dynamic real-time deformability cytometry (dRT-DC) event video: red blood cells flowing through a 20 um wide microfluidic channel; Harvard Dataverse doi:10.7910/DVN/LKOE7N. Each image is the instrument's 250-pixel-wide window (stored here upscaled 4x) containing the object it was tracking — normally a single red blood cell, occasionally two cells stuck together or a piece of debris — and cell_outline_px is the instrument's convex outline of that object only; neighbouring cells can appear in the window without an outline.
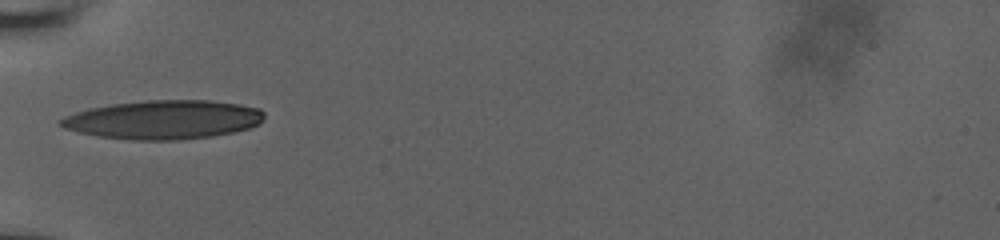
{"species": "human", "species_latin": "Homo sapiens", "temperature_condition": "room temperature", "stored_images_in_passage": 16, "camera_frame_rate_fps": 3000, "um_per_image_px": 0.085, "donor": {"sex": "male"}, "frame": {"image": 1, "passage_image": 1, "time_ms": 0.0, "image_size_px": [1000, 240], "cell_outline_px": [[264, 120], [260, 124], [248, 128], [232, 132], [212, 136], [180, 140], [132, 140], [100, 136], [80, 132], [64, 128], [56, 120], [64, 116], [76, 112], [92, 108], [112, 104], [148, 100], [212, 100], [240, 104], [260, 108], [264, 112]], "centroid_in_image_um": [13.93, 10.17], "position_along_channel_um": 71.1, "area_um2": 46.12}}
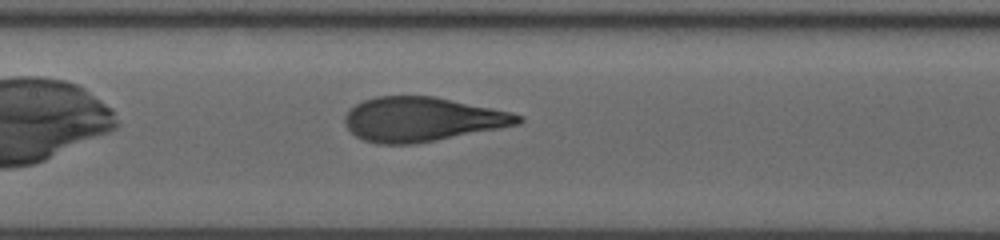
{"frame": {"image": 2, "passage_image": 8, "time_ms": 2.667, "image_size_px": [1000, 240], "cell_outline_px": [[524, 120], [520, 124], [412, 144], [376, 144], [364, 140], [356, 136], [344, 124], [344, 116], [348, 108], [364, 100], [376, 96], [436, 96], [512, 112], [524, 116]], "centroid_in_image_um": [35.86, 10.12], "position_along_channel_um": 171.5, "area_um2": 44.74}}
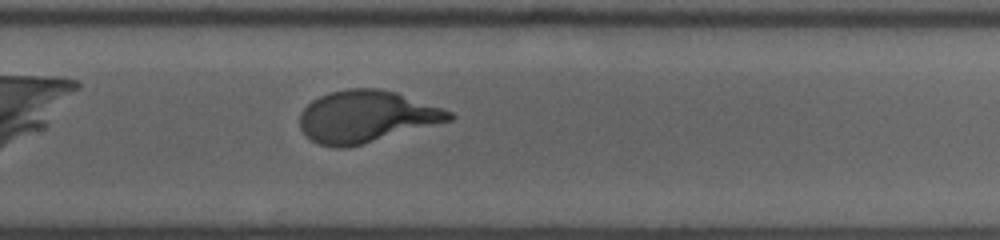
{"frame": {"image": 3, "passage_image": 16, "time_ms": 6.0, "image_size_px": [1000, 240], "cell_outline_px": [[456, 116], [452, 120], [360, 144], [344, 148], [332, 148], [320, 144], [312, 140], [300, 128], [300, 112], [312, 100], [328, 92], [348, 88], [376, 88], [396, 92], [452, 112]], "centroid_in_image_um": [31.1, 9.9], "position_along_channel_um": 298.7, "area_um2": 44.68}}